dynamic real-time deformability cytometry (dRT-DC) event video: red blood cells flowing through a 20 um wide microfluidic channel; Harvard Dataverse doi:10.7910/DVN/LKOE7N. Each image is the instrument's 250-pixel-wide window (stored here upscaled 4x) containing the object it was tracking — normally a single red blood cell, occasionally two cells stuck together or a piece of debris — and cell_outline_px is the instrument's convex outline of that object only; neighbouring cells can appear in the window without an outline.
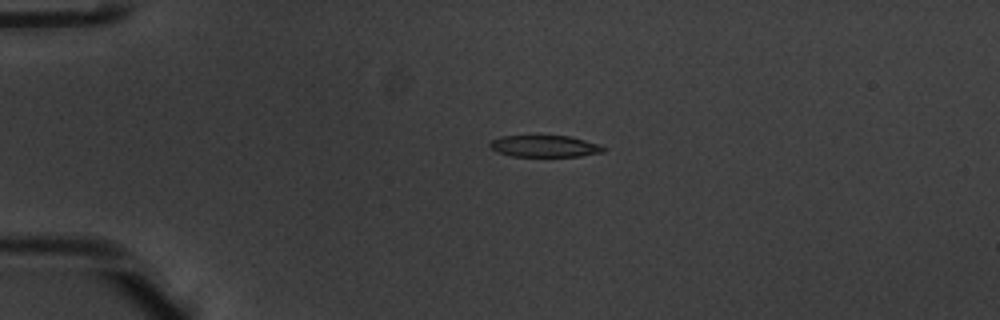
{"species": "common noctule bat (a hibernating species)", "species_latin": "Nyctalus noctula", "temperature_condition": "warm", "stored_images_in_passage": 53, "camera_frame_rate_fps": 3000, "um_per_image_px": 0.085, "animal": {"sex": "male", "body_mass_g": 20.1, "forearm_length_mm": 53.5}, "frame": {"image": 1, "passage_image": 13, "time_ms": 4.0, "image_size_px": [1000, 320], "cell_outline_px": [[608, 148], [604, 152], [580, 156], [512, 156], [496, 152], [488, 144], [492, 140], [500, 136], [568, 136], [584, 140]], "centroid_in_image_um": [46.28, 12.43], "position_along_channel_um": 38.7, "area_um2": 14.22}}
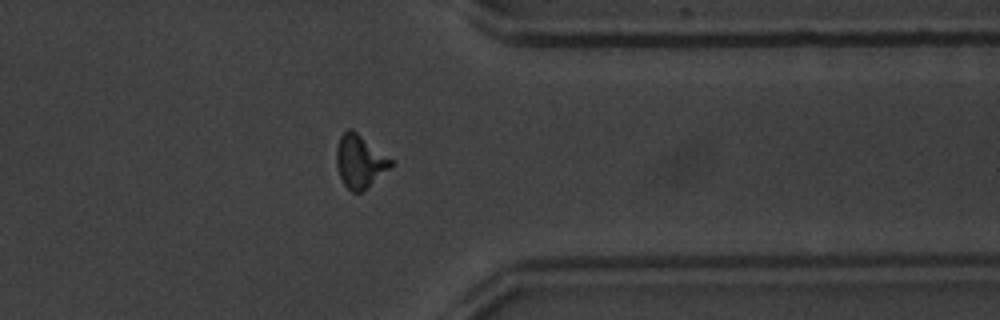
{"frame": {"image": 2, "passage_image": 43, "time_ms": 14.0, "image_size_px": [1000, 320], "cell_outline_px": [[396, 164], [364, 192], [352, 192], [344, 184], [340, 176], [336, 164], [336, 148], [340, 136], [348, 128], [352, 128], [392, 160]], "centroid_in_image_um": [30.61, 13.74], "position_along_channel_um": 380.8, "area_um2": 17.05}}
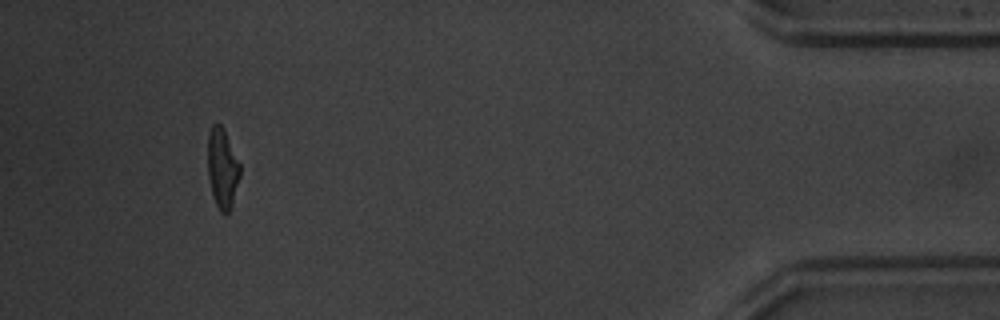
{"frame": {"image": 3, "passage_image": 50, "time_ms": 16.333, "image_size_px": [1000, 320], "cell_outline_px": [[240, 176], [232, 204], [228, 212], [220, 212], [216, 204], [212, 192], [208, 176], [208, 132], [212, 124], [216, 120], [224, 128], [240, 164]], "centroid_in_image_um": [18.89, 14.23], "position_along_channel_um": 416.3, "area_um2": 15.03}, "authors_computed_cell_mechanics": {"area_um2": 15.606, "velocity_mm_per_s": 3.8777, "shape_relaxation_time_tau1_ms": 3.7111, "shape_relaxation_time_tau2_ms": 2.2792, "deformation_change_tau1": 0.1788, "deformation_change_tau2": 0.1156}}